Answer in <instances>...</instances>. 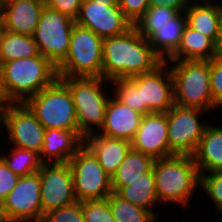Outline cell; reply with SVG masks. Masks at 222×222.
<instances>
[{"label": "cell", "mask_w": 222, "mask_h": 222, "mask_svg": "<svg viewBox=\"0 0 222 222\" xmlns=\"http://www.w3.org/2000/svg\"><path fill=\"white\" fill-rule=\"evenodd\" d=\"M186 25L185 12H179L169 23L154 25V32L147 40L162 61H167L178 50Z\"/></svg>", "instance_id": "obj_22"}, {"label": "cell", "mask_w": 222, "mask_h": 222, "mask_svg": "<svg viewBox=\"0 0 222 222\" xmlns=\"http://www.w3.org/2000/svg\"><path fill=\"white\" fill-rule=\"evenodd\" d=\"M112 191L121 199L151 211L156 217H159V213H155L153 209H151L156 203H159L153 168L149 172L141 175L140 178L131 181L127 186L112 187Z\"/></svg>", "instance_id": "obj_25"}, {"label": "cell", "mask_w": 222, "mask_h": 222, "mask_svg": "<svg viewBox=\"0 0 222 222\" xmlns=\"http://www.w3.org/2000/svg\"><path fill=\"white\" fill-rule=\"evenodd\" d=\"M85 222H115L107 199L82 201Z\"/></svg>", "instance_id": "obj_32"}, {"label": "cell", "mask_w": 222, "mask_h": 222, "mask_svg": "<svg viewBox=\"0 0 222 222\" xmlns=\"http://www.w3.org/2000/svg\"><path fill=\"white\" fill-rule=\"evenodd\" d=\"M44 7L45 0H3L4 30L33 35Z\"/></svg>", "instance_id": "obj_18"}, {"label": "cell", "mask_w": 222, "mask_h": 222, "mask_svg": "<svg viewBox=\"0 0 222 222\" xmlns=\"http://www.w3.org/2000/svg\"><path fill=\"white\" fill-rule=\"evenodd\" d=\"M153 172L160 204L189 206L194 192L200 187V173L192 156L173 155L155 159Z\"/></svg>", "instance_id": "obj_2"}, {"label": "cell", "mask_w": 222, "mask_h": 222, "mask_svg": "<svg viewBox=\"0 0 222 222\" xmlns=\"http://www.w3.org/2000/svg\"><path fill=\"white\" fill-rule=\"evenodd\" d=\"M3 31H4V23H3L2 16L0 15V41H1V36H2Z\"/></svg>", "instance_id": "obj_43"}, {"label": "cell", "mask_w": 222, "mask_h": 222, "mask_svg": "<svg viewBox=\"0 0 222 222\" xmlns=\"http://www.w3.org/2000/svg\"><path fill=\"white\" fill-rule=\"evenodd\" d=\"M77 201L103 200L113 191L111 177L94 154L83 145L69 160Z\"/></svg>", "instance_id": "obj_8"}, {"label": "cell", "mask_w": 222, "mask_h": 222, "mask_svg": "<svg viewBox=\"0 0 222 222\" xmlns=\"http://www.w3.org/2000/svg\"><path fill=\"white\" fill-rule=\"evenodd\" d=\"M166 62L173 65L170 71L173 78L174 105L207 112L219 109L211 94L210 60Z\"/></svg>", "instance_id": "obj_4"}, {"label": "cell", "mask_w": 222, "mask_h": 222, "mask_svg": "<svg viewBox=\"0 0 222 222\" xmlns=\"http://www.w3.org/2000/svg\"><path fill=\"white\" fill-rule=\"evenodd\" d=\"M74 25L75 20L46 5L41 11L38 25L32 36L40 54L55 67L66 58Z\"/></svg>", "instance_id": "obj_9"}, {"label": "cell", "mask_w": 222, "mask_h": 222, "mask_svg": "<svg viewBox=\"0 0 222 222\" xmlns=\"http://www.w3.org/2000/svg\"><path fill=\"white\" fill-rule=\"evenodd\" d=\"M217 50L222 52V3L220 4V34L217 41Z\"/></svg>", "instance_id": "obj_41"}, {"label": "cell", "mask_w": 222, "mask_h": 222, "mask_svg": "<svg viewBox=\"0 0 222 222\" xmlns=\"http://www.w3.org/2000/svg\"><path fill=\"white\" fill-rule=\"evenodd\" d=\"M9 144L40 153L45 128L24 103H12L4 113V125Z\"/></svg>", "instance_id": "obj_14"}, {"label": "cell", "mask_w": 222, "mask_h": 222, "mask_svg": "<svg viewBox=\"0 0 222 222\" xmlns=\"http://www.w3.org/2000/svg\"><path fill=\"white\" fill-rule=\"evenodd\" d=\"M95 2H104L107 6H116L119 0H90Z\"/></svg>", "instance_id": "obj_42"}, {"label": "cell", "mask_w": 222, "mask_h": 222, "mask_svg": "<svg viewBox=\"0 0 222 222\" xmlns=\"http://www.w3.org/2000/svg\"><path fill=\"white\" fill-rule=\"evenodd\" d=\"M11 104L12 102L8 99L4 91L3 84L1 81V76H0V111H6Z\"/></svg>", "instance_id": "obj_40"}, {"label": "cell", "mask_w": 222, "mask_h": 222, "mask_svg": "<svg viewBox=\"0 0 222 222\" xmlns=\"http://www.w3.org/2000/svg\"><path fill=\"white\" fill-rule=\"evenodd\" d=\"M162 62L134 25L123 34L103 38L102 78L108 81L150 72Z\"/></svg>", "instance_id": "obj_1"}, {"label": "cell", "mask_w": 222, "mask_h": 222, "mask_svg": "<svg viewBox=\"0 0 222 222\" xmlns=\"http://www.w3.org/2000/svg\"><path fill=\"white\" fill-rule=\"evenodd\" d=\"M115 222H152L157 217L148 210L121 199L114 192L107 198Z\"/></svg>", "instance_id": "obj_29"}, {"label": "cell", "mask_w": 222, "mask_h": 222, "mask_svg": "<svg viewBox=\"0 0 222 222\" xmlns=\"http://www.w3.org/2000/svg\"><path fill=\"white\" fill-rule=\"evenodd\" d=\"M83 0H45V5L76 20Z\"/></svg>", "instance_id": "obj_37"}, {"label": "cell", "mask_w": 222, "mask_h": 222, "mask_svg": "<svg viewBox=\"0 0 222 222\" xmlns=\"http://www.w3.org/2000/svg\"><path fill=\"white\" fill-rule=\"evenodd\" d=\"M18 179L19 176L10 170L5 162L0 158V205L15 187Z\"/></svg>", "instance_id": "obj_38"}, {"label": "cell", "mask_w": 222, "mask_h": 222, "mask_svg": "<svg viewBox=\"0 0 222 222\" xmlns=\"http://www.w3.org/2000/svg\"><path fill=\"white\" fill-rule=\"evenodd\" d=\"M217 53V44L211 38L186 25L181 36L178 50L167 61H209Z\"/></svg>", "instance_id": "obj_24"}, {"label": "cell", "mask_w": 222, "mask_h": 222, "mask_svg": "<svg viewBox=\"0 0 222 222\" xmlns=\"http://www.w3.org/2000/svg\"><path fill=\"white\" fill-rule=\"evenodd\" d=\"M41 179L38 172L19 177L0 205L3 222H42Z\"/></svg>", "instance_id": "obj_10"}, {"label": "cell", "mask_w": 222, "mask_h": 222, "mask_svg": "<svg viewBox=\"0 0 222 222\" xmlns=\"http://www.w3.org/2000/svg\"><path fill=\"white\" fill-rule=\"evenodd\" d=\"M129 79L141 90L143 115L166 113L174 106L173 78L166 61Z\"/></svg>", "instance_id": "obj_12"}, {"label": "cell", "mask_w": 222, "mask_h": 222, "mask_svg": "<svg viewBox=\"0 0 222 222\" xmlns=\"http://www.w3.org/2000/svg\"><path fill=\"white\" fill-rule=\"evenodd\" d=\"M42 222H85L82 201L63 206L45 214Z\"/></svg>", "instance_id": "obj_34"}, {"label": "cell", "mask_w": 222, "mask_h": 222, "mask_svg": "<svg viewBox=\"0 0 222 222\" xmlns=\"http://www.w3.org/2000/svg\"><path fill=\"white\" fill-rule=\"evenodd\" d=\"M124 16L135 25L149 8V0H119Z\"/></svg>", "instance_id": "obj_36"}, {"label": "cell", "mask_w": 222, "mask_h": 222, "mask_svg": "<svg viewBox=\"0 0 222 222\" xmlns=\"http://www.w3.org/2000/svg\"><path fill=\"white\" fill-rule=\"evenodd\" d=\"M192 157L200 174L222 171V127L208 124Z\"/></svg>", "instance_id": "obj_21"}, {"label": "cell", "mask_w": 222, "mask_h": 222, "mask_svg": "<svg viewBox=\"0 0 222 222\" xmlns=\"http://www.w3.org/2000/svg\"><path fill=\"white\" fill-rule=\"evenodd\" d=\"M24 104L46 130H72L81 136L70 90L60 78L29 97Z\"/></svg>", "instance_id": "obj_6"}, {"label": "cell", "mask_w": 222, "mask_h": 222, "mask_svg": "<svg viewBox=\"0 0 222 222\" xmlns=\"http://www.w3.org/2000/svg\"><path fill=\"white\" fill-rule=\"evenodd\" d=\"M84 145L94 154L110 177L114 175L132 148L131 142L127 140L111 138L99 133L86 136Z\"/></svg>", "instance_id": "obj_20"}, {"label": "cell", "mask_w": 222, "mask_h": 222, "mask_svg": "<svg viewBox=\"0 0 222 222\" xmlns=\"http://www.w3.org/2000/svg\"><path fill=\"white\" fill-rule=\"evenodd\" d=\"M200 1L191 3L185 10L187 25L217 44L220 34V4L210 0Z\"/></svg>", "instance_id": "obj_23"}, {"label": "cell", "mask_w": 222, "mask_h": 222, "mask_svg": "<svg viewBox=\"0 0 222 222\" xmlns=\"http://www.w3.org/2000/svg\"><path fill=\"white\" fill-rule=\"evenodd\" d=\"M40 54L32 35H22L4 30L0 41V65L16 59Z\"/></svg>", "instance_id": "obj_27"}, {"label": "cell", "mask_w": 222, "mask_h": 222, "mask_svg": "<svg viewBox=\"0 0 222 222\" xmlns=\"http://www.w3.org/2000/svg\"><path fill=\"white\" fill-rule=\"evenodd\" d=\"M84 145V139L76 132L66 129L45 130L40 158L44 163H68Z\"/></svg>", "instance_id": "obj_19"}, {"label": "cell", "mask_w": 222, "mask_h": 222, "mask_svg": "<svg viewBox=\"0 0 222 222\" xmlns=\"http://www.w3.org/2000/svg\"><path fill=\"white\" fill-rule=\"evenodd\" d=\"M200 187L212 200L216 211L222 213V171L200 174Z\"/></svg>", "instance_id": "obj_33"}, {"label": "cell", "mask_w": 222, "mask_h": 222, "mask_svg": "<svg viewBox=\"0 0 222 222\" xmlns=\"http://www.w3.org/2000/svg\"><path fill=\"white\" fill-rule=\"evenodd\" d=\"M114 97L121 103L139 113H142L141 90L129 79L119 78L110 81Z\"/></svg>", "instance_id": "obj_31"}, {"label": "cell", "mask_w": 222, "mask_h": 222, "mask_svg": "<svg viewBox=\"0 0 222 222\" xmlns=\"http://www.w3.org/2000/svg\"><path fill=\"white\" fill-rule=\"evenodd\" d=\"M178 13L169 7H149L134 26L147 39L154 32V25L169 23Z\"/></svg>", "instance_id": "obj_30"}, {"label": "cell", "mask_w": 222, "mask_h": 222, "mask_svg": "<svg viewBox=\"0 0 222 222\" xmlns=\"http://www.w3.org/2000/svg\"><path fill=\"white\" fill-rule=\"evenodd\" d=\"M10 149L9 155L2 153L0 158L19 177L38 172L42 168L44 162L40 158V153L16 146Z\"/></svg>", "instance_id": "obj_28"}, {"label": "cell", "mask_w": 222, "mask_h": 222, "mask_svg": "<svg viewBox=\"0 0 222 222\" xmlns=\"http://www.w3.org/2000/svg\"><path fill=\"white\" fill-rule=\"evenodd\" d=\"M112 97L113 95L110 96L106 107L102 128L97 133L131 142L144 115Z\"/></svg>", "instance_id": "obj_17"}, {"label": "cell", "mask_w": 222, "mask_h": 222, "mask_svg": "<svg viewBox=\"0 0 222 222\" xmlns=\"http://www.w3.org/2000/svg\"><path fill=\"white\" fill-rule=\"evenodd\" d=\"M205 112L209 113L198 108H184L177 105L167 111L169 157L194 154L209 124L202 121L201 116Z\"/></svg>", "instance_id": "obj_11"}, {"label": "cell", "mask_w": 222, "mask_h": 222, "mask_svg": "<svg viewBox=\"0 0 222 222\" xmlns=\"http://www.w3.org/2000/svg\"><path fill=\"white\" fill-rule=\"evenodd\" d=\"M58 78L70 90L81 137L84 139L89 134L97 133L102 128L109 96L112 95L105 86L110 81L102 77Z\"/></svg>", "instance_id": "obj_5"}, {"label": "cell", "mask_w": 222, "mask_h": 222, "mask_svg": "<svg viewBox=\"0 0 222 222\" xmlns=\"http://www.w3.org/2000/svg\"><path fill=\"white\" fill-rule=\"evenodd\" d=\"M0 76L12 103H24L58 78L57 68L41 54L1 64Z\"/></svg>", "instance_id": "obj_3"}, {"label": "cell", "mask_w": 222, "mask_h": 222, "mask_svg": "<svg viewBox=\"0 0 222 222\" xmlns=\"http://www.w3.org/2000/svg\"><path fill=\"white\" fill-rule=\"evenodd\" d=\"M210 84L214 102L222 106V52L210 60Z\"/></svg>", "instance_id": "obj_35"}, {"label": "cell", "mask_w": 222, "mask_h": 222, "mask_svg": "<svg viewBox=\"0 0 222 222\" xmlns=\"http://www.w3.org/2000/svg\"><path fill=\"white\" fill-rule=\"evenodd\" d=\"M155 159L147 154L137 152L132 148L111 177V187H123L140 178L153 168Z\"/></svg>", "instance_id": "obj_26"}, {"label": "cell", "mask_w": 222, "mask_h": 222, "mask_svg": "<svg viewBox=\"0 0 222 222\" xmlns=\"http://www.w3.org/2000/svg\"><path fill=\"white\" fill-rule=\"evenodd\" d=\"M4 113H5V111H0V128H1V125H2V127L4 125ZM0 131H2V130L0 129Z\"/></svg>", "instance_id": "obj_44"}, {"label": "cell", "mask_w": 222, "mask_h": 222, "mask_svg": "<svg viewBox=\"0 0 222 222\" xmlns=\"http://www.w3.org/2000/svg\"><path fill=\"white\" fill-rule=\"evenodd\" d=\"M194 1L190 0H149V7H169L178 12H185V10Z\"/></svg>", "instance_id": "obj_39"}, {"label": "cell", "mask_w": 222, "mask_h": 222, "mask_svg": "<svg viewBox=\"0 0 222 222\" xmlns=\"http://www.w3.org/2000/svg\"><path fill=\"white\" fill-rule=\"evenodd\" d=\"M3 0H0V15L2 14Z\"/></svg>", "instance_id": "obj_45"}, {"label": "cell", "mask_w": 222, "mask_h": 222, "mask_svg": "<svg viewBox=\"0 0 222 222\" xmlns=\"http://www.w3.org/2000/svg\"><path fill=\"white\" fill-rule=\"evenodd\" d=\"M38 173L41 179L40 196L44 215L77 202L68 163H44Z\"/></svg>", "instance_id": "obj_13"}, {"label": "cell", "mask_w": 222, "mask_h": 222, "mask_svg": "<svg viewBox=\"0 0 222 222\" xmlns=\"http://www.w3.org/2000/svg\"><path fill=\"white\" fill-rule=\"evenodd\" d=\"M131 147L154 159L169 157L167 112L144 115Z\"/></svg>", "instance_id": "obj_16"}, {"label": "cell", "mask_w": 222, "mask_h": 222, "mask_svg": "<svg viewBox=\"0 0 222 222\" xmlns=\"http://www.w3.org/2000/svg\"><path fill=\"white\" fill-rule=\"evenodd\" d=\"M75 23L92 30L102 39L123 34L133 26L119 4L107 6L104 2L90 0L82 1Z\"/></svg>", "instance_id": "obj_15"}, {"label": "cell", "mask_w": 222, "mask_h": 222, "mask_svg": "<svg viewBox=\"0 0 222 222\" xmlns=\"http://www.w3.org/2000/svg\"><path fill=\"white\" fill-rule=\"evenodd\" d=\"M103 39L75 23L66 58L56 67L58 77H102Z\"/></svg>", "instance_id": "obj_7"}]
</instances>
